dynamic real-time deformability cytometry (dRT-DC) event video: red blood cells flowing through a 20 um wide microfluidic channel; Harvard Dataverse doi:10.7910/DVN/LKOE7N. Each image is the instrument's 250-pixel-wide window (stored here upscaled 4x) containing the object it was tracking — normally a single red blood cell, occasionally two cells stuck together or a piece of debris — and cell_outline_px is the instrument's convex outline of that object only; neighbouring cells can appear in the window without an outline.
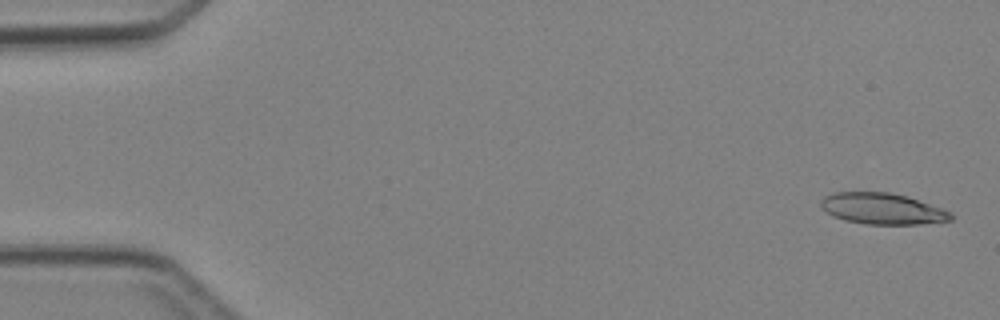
{"species": "Egyptian fruit bat (a non-hibernating species)", "species_latin": "Rousettus aegyptiacus", "temperature_condition": "cold", "stored_images_in_passage": 5, "segment_of_instrument_passage": [1, 2], "camera_frame_rate_fps": 3000, "um_per_image_px": 0.085, "animal": {"sex": "female"}, "frame": {"image": 1, "passage_image": 1, "time_ms": 0.0, "image_size_px": [1000, 320], "cell_outline_px": [[952, 220], [920, 224], [864, 224], [844, 220], [832, 216], [820, 208], [820, 200], [824, 196], [836, 192], [888, 192], [908, 196], [952, 212]], "centroid_in_image_um": [74.96, 17.74], "position_along_channel_um": 10.0, "area_um2": 23.76}}
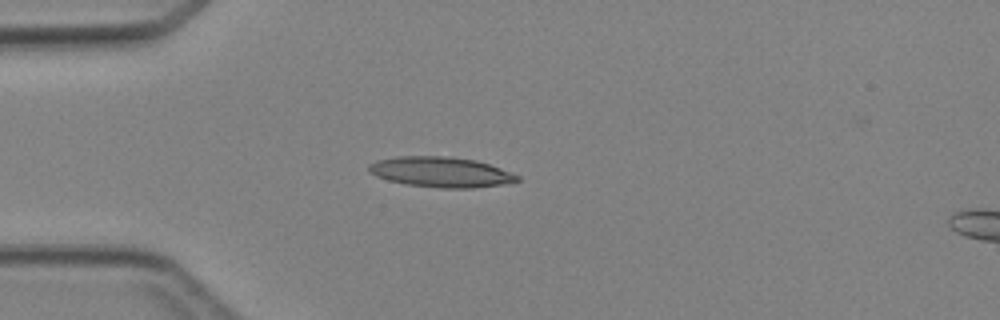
{"frame": {"image": 2, "passage_image": 4, "time_ms": 3.667, "image_size_px": [1000, 320], "cell_outline_px": [[520, 180], [504, 184], [472, 188], [440, 188], [408, 184], [388, 180], [376, 176], [368, 172], [368, 164], [376, 160], [396, 156], [448, 156], [476, 160], [500, 168], [520, 176]], "centroid_in_image_um": [37.45, 14.62], "position_along_channel_um": 47.6, "area_um2": 26.24}}